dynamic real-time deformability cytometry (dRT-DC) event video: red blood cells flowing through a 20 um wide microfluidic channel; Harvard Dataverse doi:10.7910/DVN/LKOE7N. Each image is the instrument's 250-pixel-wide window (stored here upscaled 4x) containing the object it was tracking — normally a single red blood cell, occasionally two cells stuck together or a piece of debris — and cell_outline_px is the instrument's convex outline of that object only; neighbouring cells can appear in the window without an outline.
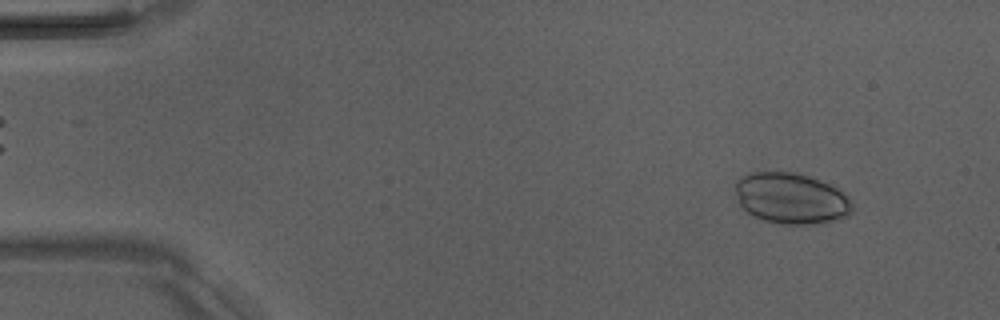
{"species": "Egyptian fruit bat (a non-hibernating species)", "species_latin": "Rousettus aegyptiacus", "temperature_condition": "room temperature", "stored_images_in_passage": 4, "camera_frame_rate_fps": 3000, "um_per_image_px": 0.085, "animal": {"sex": "male"}, "frame": {"image": 1, "passage_image": 4, "time_ms": 4.333, "image_size_px": [1000, 320], "cell_outline_px": [[852, 212], [848, 216], [840, 220], [824, 224], [780, 224], [764, 220], [752, 216], [740, 204], [736, 192], [736, 180], [740, 176], [752, 172], [792, 172], [808, 176], [820, 180], [844, 192], [852, 200]], "centroid_in_image_um": [67.29, 16.88], "position_along_channel_um": 17.7, "area_um2": 35.08}}